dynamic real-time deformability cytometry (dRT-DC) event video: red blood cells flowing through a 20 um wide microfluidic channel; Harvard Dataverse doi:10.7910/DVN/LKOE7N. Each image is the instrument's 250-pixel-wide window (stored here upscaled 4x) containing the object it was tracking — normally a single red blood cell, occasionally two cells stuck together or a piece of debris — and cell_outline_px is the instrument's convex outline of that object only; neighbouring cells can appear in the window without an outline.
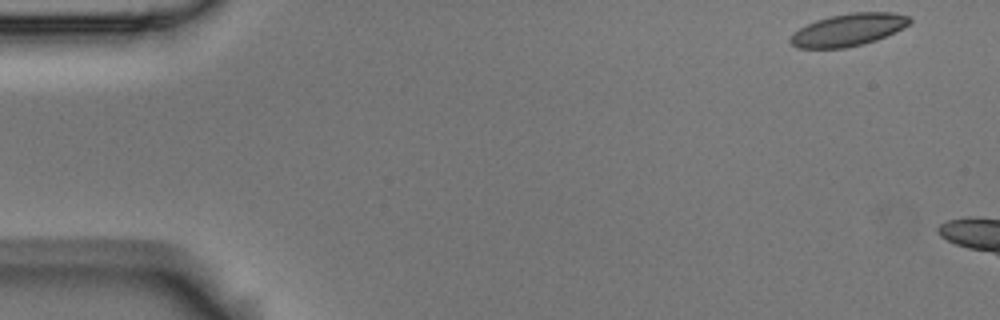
{"species": "Egyptian fruit bat (a non-hibernating species)", "species_latin": "Rousettus aegyptiacus", "temperature_condition": "room temperature", "stored_images_in_passage": 4, "camera_frame_rate_fps": 3000, "um_per_image_px": 0.085, "animal": {"sex": "male"}, "frame": {"image": 1, "passage_image": 1, "time_ms": 0.0, "image_size_px": [1000, 320], "cell_outline_px": [[912, 20], [904, 28], [876, 40], [864, 44], [844, 48], [796, 48], [788, 40], [800, 28], [816, 20], [832, 16], [852, 12], [892, 12], [908, 16]], "centroid_in_image_um": [72.13, 2.54], "position_along_channel_um": 12.9, "area_um2": 22.31}}
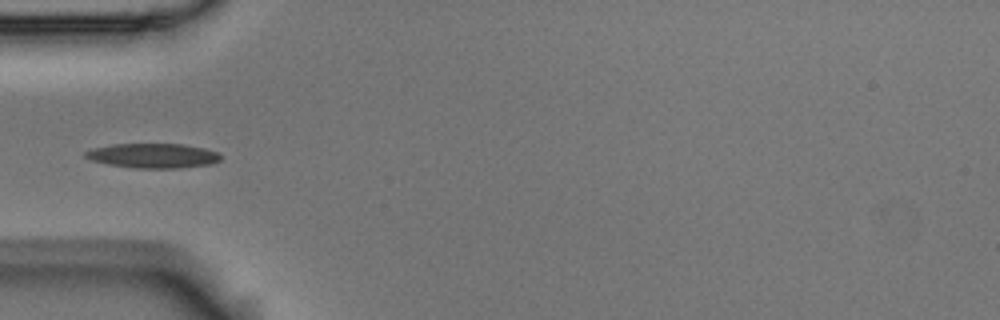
{"frame": {"image": 2, "passage_image": 4, "time_ms": 1.0, "image_size_px": [1000, 320], "cell_outline_px": [[220, 160], [212, 164], [180, 168], [136, 168], [108, 164], [92, 160], [84, 156], [84, 152], [92, 148], [112, 144], [184, 144], [204, 148], [216, 152], [220, 156]], "centroid_in_image_um": [13.0, 13.23], "position_along_channel_um": 72.0, "area_um2": 19.36}}